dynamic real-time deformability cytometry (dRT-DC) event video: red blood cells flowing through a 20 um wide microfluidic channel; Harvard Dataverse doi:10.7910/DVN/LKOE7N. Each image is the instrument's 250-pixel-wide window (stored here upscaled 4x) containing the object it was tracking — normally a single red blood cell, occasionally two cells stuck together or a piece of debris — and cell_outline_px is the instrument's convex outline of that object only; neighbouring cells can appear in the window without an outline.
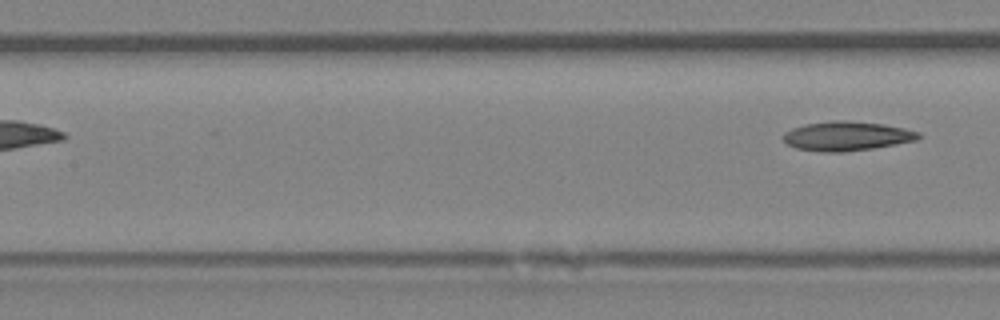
{"species": "Egyptian fruit bat (a non-hibernating species)", "species_latin": "Rousettus aegyptiacus", "temperature_condition": "room temperature", "stored_images_in_passage": 5, "segment_of_instrument_passage": [2, 2], "camera_frame_rate_fps": 3000, "um_per_image_px": 0.085, "animal": {"sex": "female"}, "frame": {"image": 1, "passage_image": 5, "time_ms": 4.667, "image_size_px": [1000, 320], "cell_outline_px": [[920, 136], [916, 140], [896, 144], [872, 148], [844, 152], [824, 152], [796, 148], [788, 144], [780, 136], [784, 132], [792, 128], [804, 124], [832, 120], [848, 120], [880, 124], [904, 128], [920, 132]], "centroid_in_image_um": [71.93, 11.56], "position_along_channel_um": 135.5, "area_um2": 23.06}}